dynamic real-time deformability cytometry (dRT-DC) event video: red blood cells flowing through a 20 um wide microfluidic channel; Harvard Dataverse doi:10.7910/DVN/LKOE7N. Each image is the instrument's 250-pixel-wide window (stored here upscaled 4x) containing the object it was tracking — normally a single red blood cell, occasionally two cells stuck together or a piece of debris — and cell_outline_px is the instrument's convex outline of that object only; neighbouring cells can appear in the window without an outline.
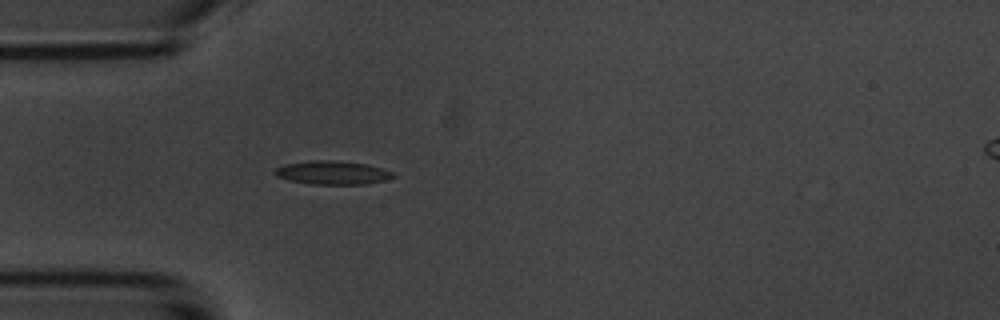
{"species": "common noctule bat (a hibernating species)", "species_latin": "Nyctalus noctula", "temperature_condition": "room temperature", "stored_images_in_passage": 5, "camera_frame_rate_fps": 3000, "um_per_image_px": 0.085, "animal": {"sex": "male", "body_mass_g": 20.1, "forearm_length_mm": 53.5}, "frame": {"image": 1, "passage_image": 5, "time_ms": 5.0, "image_size_px": [1000, 320], "cell_outline_px": [[396, 176], [384, 180], [364, 184], [308, 184], [288, 180], [276, 176], [272, 172], [276, 168], [284, 164], [308, 160], [332, 160], [368, 164], [392, 172]], "centroid_in_image_um": [28.2, 14.67], "position_along_channel_um": 56.8, "area_um2": 16.3}}